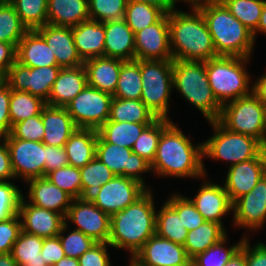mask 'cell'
<instances>
[{"mask_svg":"<svg viewBox=\"0 0 266 266\" xmlns=\"http://www.w3.org/2000/svg\"><path fill=\"white\" fill-rule=\"evenodd\" d=\"M175 4L177 2V0H174ZM183 1V0H180ZM219 0H184V2L188 3L191 5V9H198L204 5H207L209 3H213V2H217ZM179 2V0H178Z\"/></svg>","mask_w":266,"mask_h":266,"instance_id":"obj_64","label":"cell"},{"mask_svg":"<svg viewBox=\"0 0 266 266\" xmlns=\"http://www.w3.org/2000/svg\"><path fill=\"white\" fill-rule=\"evenodd\" d=\"M26 202L23 195L18 214L22 218V231L42 238L58 236L65 224V217L58 212Z\"/></svg>","mask_w":266,"mask_h":266,"instance_id":"obj_20","label":"cell"},{"mask_svg":"<svg viewBox=\"0 0 266 266\" xmlns=\"http://www.w3.org/2000/svg\"><path fill=\"white\" fill-rule=\"evenodd\" d=\"M173 88L200 110L208 122L219 119L222 105L209 85L206 61L173 60Z\"/></svg>","mask_w":266,"mask_h":266,"instance_id":"obj_5","label":"cell"},{"mask_svg":"<svg viewBox=\"0 0 266 266\" xmlns=\"http://www.w3.org/2000/svg\"><path fill=\"white\" fill-rule=\"evenodd\" d=\"M138 2L149 3L161 8L166 14L175 9L174 0H134Z\"/></svg>","mask_w":266,"mask_h":266,"instance_id":"obj_61","label":"cell"},{"mask_svg":"<svg viewBox=\"0 0 266 266\" xmlns=\"http://www.w3.org/2000/svg\"><path fill=\"white\" fill-rule=\"evenodd\" d=\"M135 60H173L168 14L134 34Z\"/></svg>","mask_w":266,"mask_h":266,"instance_id":"obj_17","label":"cell"},{"mask_svg":"<svg viewBox=\"0 0 266 266\" xmlns=\"http://www.w3.org/2000/svg\"><path fill=\"white\" fill-rule=\"evenodd\" d=\"M151 123L106 121L98 130L97 143H111L132 149L143 129Z\"/></svg>","mask_w":266,"mask_h":266,"instance_id":"obj_32","label":"cell"},{"mask_svg":"<svg viewBox=\"0 0 266 266\" xmlns=\"http://www.w3.org/2000/svg\"><path fill=\"white\" fill-rule=\"evenodd\" d=\"M69 165L64 147L47 146L45 159V176L51 171Z\"/></svg>","mask_w":266,"mask_h":266,"instance_id":"obj_57","label":"cell"},{"mask_svg":"<svg viewBox=\"0 0 266 266\" xmlns=\"http://www.w3.org/2000/svg\"><path fill=\"white\" fill-rule=\"evenodd\" d=\"M171 122V119L157 118L147 125L138 139L135 141L132 151L152 164L155 159L158 142L163 129Z\"/></svg>","mask_w":266,"mask_h":266,"instance_id":"obj_40","label":"cell"},{"mask_svg":"<svg viewBox=\"0 0 266 266\" xmlns=\"http://www.w3.org/2000/svg\"><path fill=\"white\" fill-rule=\"evenodd\" d=\"M224 266H246L245 254L239 250Z\"/></svg>","mask_w":266,"mask_h":266,"instance_id":"obj_62","label":"cell"},{"mask_svg":"<svg viewBox=\"0 0 266 266\" xmlns=\"http://www.w3.org/2000/svg\"><path fill=\"white\" fill-rule=\"evenodd\" d=\"M104 57L135 60L134 32L124 19L105 22Z\"/></svg>","mask_w":266,"mask_h":266,"instance_id":"obj_29","label":"cell"},{"mask_svg":"<svg viewBox=\"0 0 266 266\" xmlns=\"http://www.w3.org/2000/svg\"><path fill=\"white\" fill-rule=\"evenodd\" d=\"M11 88L2 79L0 81V136L10 134L12 130L11 119L9 116Z\"/></svg>","mask_w":266,"mask_h":266,"instance_id":"obj_54","label":"cell"},{"mask_svg":"<svg viewBox=\"0 0 266 266\" xmlns=\"http://www.w3.org/2000/svg\"><path fill=\"white\" fill-rule=\"evenodd\" d=\"M257 32L266 33V1L262 10L260 21L257 27V30L253 33L254 41L256 39Z\"/></svg>","mask_w":266,"mask_h":266,"instance_id":"obj_63","label":"cell"},{"mask_svg":"<svg viewBox=\"0 0 266 266\" xmlns=\"http://www.w3.org/2000/svg\"><path fill=\"white\" fill-rule=\"evenodd\" d=\"M46 102L28 92L11 89L9 116L12 127L27 118L40 115Z\"/></svg>","mask_w":266,"mask_h":266,"instance_id":"obj_38","label":"cell"},{"mask_svg":"<svg viewBox=\"0 0 266 266\" xmlns=\"http://www.w3.org/2000/svg\"><path fill=\"white\" fill-rule=\"evenodd\" d=\"M157 119L155 114L139 99L112 98L110 115L107 121L152 123Z\"/></svg>","mask_w":266,"mask_h":266,"instance_id":"obj_34","label":"cell"},{"mask_svg":"<svg viewBox=\"0 0 266 266\" xmlns=\"http://www.w3.org/2000/svg\"><path fill=\"white\" fill-rule=\"evenodd\" d=\"M233 222L238 228L257 231L266 222V174L248 193L233 203Z\"/></svg>","mask_w":266,"mask_h":266,"instance_id":"obj_18","label":"cell"},{"mask_svg":"<svg viewBox=\"0 0 266 266\" xmlns=\"http://www.w3.org/2000/svg\"><path fill=\"white\" fill-rule=\"evenodd\" d=\"M164 14L165 12L155 5L128 0L124 20L135 34L156 23Z\"/></svg>","mask_w":266,"mask_h":266,"instance_id":"obj_39","label":"cell"},{"mask_svg":"<svg viewBox=\"0 0 266 266\" xmlns=\"http://www.w3.org/2000/svg\"><path fill=\"white\" fill-rule=\"evenodd\" d=\"M152 191L147 190L134 203L111 215L108 243L127 249L131 259L156 234V211Z\"/></svg>","mask_w":266,"mask_h":266,"instance_id":"obj_2","label":"cell"},{"mask_svg":"<svg viewBox=\"0 0 266 266\" xmlns=\"http://www.w3.org/2000/svg\"><path fill=\"white\" fill-rule=\"evenodd\" d=\"M16 61L32 68L58 66L54 53L36 30H28L18 43Z\"/></svg>","mask_w":266,"mask_h":266,"instance_id":"obj_27","label":"cell"},{"mask_svg":"<svg viewBox=\"0 0 266 266\" xmlns=\"http://www.w3.org/2000/svg\"><path fill=\"white\" fill-rule=\"evenodd\" d=\"M129 266H136L131 260Z\"/></svg>","mask_w":266,"mask_h":266,"instance_id":"obj_68","label":"cell"},{"mask_svg":"<svg viewBox=\"0 0 266 266\" xmlns=\"http://www.w3.org/2000/svg\"><path fill=\"white\" fill-rule=\"evenodd\" d=\"M74 223L75 230L92 238L97 243L108 242L111 216L99 209L89 198L73 199L65 217Z\"/></svg>","mask_w":266,"mask_h":266,"instance_id":"obj_14","label":"cell"},{"mask_svg":"<svg viewBox=\"0 0 266 266\" xmlns=\"http://www.w3.org/2000/svg\"><path fill=\"white\" fill-rule=\"evenodd\" d=\"M263 149L266 151V112H265V123H264Z\"/></svg>","mask_w":266,"mask_h":266,"instance_id":"obj_67","label":"cell"},{"mask_svg":"<svg viewBox=\"0 0 266 266\" xmlns=\"http://www.w3.org/2000/svg\"><path fill=\"white\" fill-rule=\"evenodd\" d=\"M41 255L47 265H54L65 257L59 236L43 238Z\"/></svg>","mask_w":266,"mask_h":266,"instance_id":"obj_56","label":"cell"},{"mask_svg":"<svg viewBox=\"0 0 266 266\" xmlns=\"http://www.w3.org/2000/svg\"><path fill=\"white\" fill-rule=\"evenodd\" d=\"M86 85L87 74L84 65L74 68H61L46 105L65 107Z\"/></svg>","mask_w":266,"mask_h":266,"instance_id":"obj_26","label":"cell"},{"mask_svg":"<svg viewBox=\"0 0 266 266\" xmlns=\"http://www.w3.org/2000/svg\"><path fill=\"white\" fill-rule=\"evenodd\" d=\"M95 156L116 176L131 178L147 188L142 173L151 171V164L132 149L111 143H96Z\"/></svg>","mask_w":266,"mask_h":266,"instance_id":"obj_15","label":"cell"},{"mask_svg":"<svg viewBox=\"0 0 266 266\" xmlns=\"http://www.w3.org/2000/svg\"><path fill=\"white\" fill-rule=\"evenodd\" d=\"M53 266H79V261L76 258L64 257Z\"/></svg>","mask_w":266,"mask_h":266,"instance_id":"obj_66","label":"cell"},{"mask_svg":"<svg viewBox=\"0 0 266 266\" xmlns=\"http://www.w3.org/2000/svg\"><path fill=\"white\" fill-rule=\"evenodd\" d=\"M266 105L253 93L222 106L218 121L229 131L257 139L263 146Z\"/></svg>","mask_w":266,"mask_h":266,"instance_id":"obj_9","label":"cell"},{"mask_svg":"<svg viewBox=\"0 0 266 266\" xmlns=\"http://www.w3.org/2000/svg\"><path fill=\"white\" fill-rule=\"evenodd\" d=\"M46 178L68 193L73 199L82 198L80 168L67 165L51 171L46 175Z\"/></svg>","mask_w":266,"mask_h":266,"instance_id":"obj_46","label":"cell"},{"mask_svg":"<svg viewBox=\"0 0 266 266\" xmlns=\"http://www.w3.org/2000/svg\"><path fill=\"white\" fill-rule=\"evenodd\" d=\"M252 33L257 30L266 0H220Z\"/></svg>","mask_w":266,"mask_h":266,"instance_id":"obj_42","label":"cell"},{"mask_svg":"<svg viewBox=\"0 0 266 266\" xmlns=\"http://www.w3.org/2000/svg\"><path fill=\"white\" fill-rule=\"evenodd\" d=\"M130 260L136 266H191L183 245L157 234L151 236Z\"/></svg>","mask_w":266,"mask_h":266,"instance_id":"obj_16","label":"cell"},{"mask_svg":"<svg viewBox=\"0 0 266 266\" xmlns=\"http://www.w3.org/2000/svg\"><path fill=\"white\" fill-rule=\"evenodd\" d=\"M44 126L41 114L16 123L10 132L14 138L42 142Z\"/></svg>","mask_w":266,"mask_h":266,"instance_id":"obj_51","label":"cell"},{"mask_svg":"<svg viewBox=\"0 0 266 266\" xmlns=\"http://www.w3.org/2000/svg\"><path fill=\"white\" fill-rule=\"evenodd\" d=\"M226 173L223 187L232 203L248 194L266 174V151L263 150L256 158L237 163Z\"/></svg>","mask_w":266,"mask_h":266,"instance_id":"obj_19","label":"cell"},{"mask_svg":"<svg viewBox=\"0 0 266 266\" xmlns=\"http://www.w3.org/2000/svg\"><path fill=\"white\" fill-rule=\"evenodd\" d=\"M214 134L203 142V157L230 162V167L256 158L264 149L255 138L235 133L218 120L210 121Z\"/></svg>","mask_w":266,"mask_h":266,"instance_id":"obj_8","label":"cell"},{"mask_svg":"<svg viewBox=\"0 0 266 266\" xmlns=\"http://www.w3.org/2000/svg\"><path fill=\"white\" fill-rule=\"evenodd\" d=\"M128 0H88L90 20L107 22L124 19Z\"/></svg>","mask_w":266,"mask_h":266,"instance_id":"obj_47","label":"cell"},{"mask_svg":"<svg viewBox=\"0 0 266 266\" xmlns=\"http://www.w3.org/2000/svg\"><path fill=\"white\" fill-rule=\"evenodd\" d=\"M28 30H36L47 24L48 0H10Z\"/></svg>","mask_w":266,"mask_h":266,"instance_id":"obj_41","label":"cell"},{"mask_svg":"<svg viewBox=\"0 0 266 266\" xmlns=\"http://www.w3.org/2000/svg\"><path fill=\"white\" fill-rule=\"evenodd\" d=\"M198 9L207 24L217 56H252L256 42L253 33L220 0Z\"/></svg>","mask_w":266,"mask_h":266,"instance_id":"obj_4","label":"cell"},{"mask_svg":"<svg viewBox=\"0 0 266 266\" xmlns=\"http://www.w3.org/2000/svg\"><path fill=\"white\" fill-rule=\"evenodd\" d=\"M249 60L246 57L217 56L206 61L209 85L222 106L252 94L250 74L245 67Z\"/></svg>","mask_w":266,"mask_h":266,"instance_id":"obj_6","label":"cell"},{"mask_svg":"<svg viewBox=\"0 0 266 266\" xmlns=\"http://www.w3.org/2000/svg\"><path fill=\"white\" fill-rule=\"evenodd\" d=\"M190 200L206 221L216 222L223 227L222 217L233 211V203L225 188L209 180L203 182L198 194Z\"/></svg>","mask_w":266,"mask_h":266,"instance_id":"obj_22","label":"cell"},{"mask_svg":"<svg viewBox=\"0 0 266 266\" xmlns=\"http://www.w3.org/2000/svg\"><path fill=\"white\" fill-rule=\"evenodd\" d=\"M20 216L16 215L7 221L0 222V254L11 253L22 228Z\"/></svg>","mask_w":266,"mask_h":266,"instance_id":"obj_52","label":"cell"},{"mask_svg":"<svg viewBox=\"0 0 266 266\" xmlns=\"http://www.w3.org/2000/svg\"><path fill=\"white\" fill-rule=\"evenodd\" d=\"M166 202L179 214L181 222L188 232L198 228L206 221L189 197L173 194Z\"/></svg>","mask_w":266,"mask_h":266,"instance_id":"obj_48","label":"cell"},{"mask_svg":"<svg viewBox=\"0 0 266 266\" xmlns=\"http://www.w3.org/2000/svg\"><path fill=\"white\" fill-rule=\"evenodd\" d=\"M170 49L173 60L208 61L217 57L212 37L199 9L190 13H168Z\"/></svg>","mask_w":266,"mask_h":266,"instance_id":"obj_3","label":"cell"},{"mask_svg":"<svg viewBox=\"0 0 266 266\" xmlns=\"http://www.w3.org/2000/svg\"><path fill=\"white\" fill-rule=\"evenodd\" d=\"M192 144L188 136L171 121L161 133L151 170L162 177H202L203 180L206 176L203 143Z\"/></svg>","mask_w":266,"mask_h":266,"instance_id":"obj_1","label":"cell"},{"mask_svg":"<svg viewBox=\"0 0 266 266\" xmlns=\"http://www.w3.org/2000/svg\"><path fill=\"white\" fill-rule=\"evenodd\" d=\"M17 47L0 41V75L3 77L16 62Z\"/></svg>","mask_w":266,"mask_h":266,"instance_id":"obj_59","label":"cell"},{"mask_svg":"<svg viewBox=\"0 0 266 266\" xmlns=\"http://www.w3.org/2000/svg\"><path fill=\"white\" fill-rule=\"evenodd\" d=\"M246 235L233 246H224L227 236L217 244L209 247L205 252L197 254L191 259V266H224L241 248Z\"/></svg>","mask_w":266,"mask_h":266,"instance_id":"obj_45","label":"cell"},{"mask_svg":"<svg viewBox=\"0 0 266 266\" xmlns=\"http://www.w3.org/2000/svg\"><path fill=\"white\" fill-rule=\"evenodd\" d=\"M36 31L54 53L59 67L74 68L83 65L84 61L78 55L74 44L72 27L46 24Z\"/></svg>","mask_w":266,"mask_h":266,"instance_id":"obj_21","label":"cell"},{"mask_svg":"<svg viewBox=\"0 0 266 266\" xmlns=\"http://www.w3.org/2000/svg\"><path fill=\"white\" fill-rule=\"evenodd\" d=\"M74 44L80 58L85 61L104 57L105 22L87 20L72 27Z\"/></svg>","mask_w":266,"mask_h":266,"instance_id":"obj_28","label":"cell"},{"mask_svg":"<svg viewBox=\"0 0 266 266\" xmlns=\"http://www.w3.org/2000/svg\"><path fill=\"white\" fill-rule=\"evenodd\" d=\"M156 234L181 245H184L188 234L181 217L166 201L156 213Z\"/></svg>","mask_w":266,"mask_h":266,"instance_id":"obj_37","label":"cell"},{"mask_svg":"<svg viewBox=\"0 0 266 266\" xmlns=\"http://www.w3.org/2000/svg\"><path fill=\"white\" fill-rule=\"evenodd\" d=\"M60 70L59 66L32 68L16 61L3 80L11 89L28 92L47 102Z\"/></svg>","mask_w":266,"mask_h":266,"instance_id":"obj_12","label":"cell"},{"mask_svg":"<svg viewBox=\"0 0 266 266\" xmlns=\"http://www.w3.org/2000/svg\"><path fill=\"white\" fill-rule=\"evenodd\" d=\"M124 60L111 57H94L84 61L87 85L114 95L121 65Z\"/></svg>","mask_w":266,"mask_h":266,"instance_id":"obj_25","label":"cell"},{"mask_svg":"<svg viewBox=\"0 0 266 266\" xmlns=\"http://www.w3.org/2000/svg\"><path fill=\"white\" fill-rule=\"evenodd\" d=\"M0 181L15 179L11 167L10 152L6 143L5 136H0Z\"/></svg>","mask_w":266,"mask_h":266,"instance_id":"obj_58","label":"cell"},{"mask_svg":"<svg viewBox=\"0 0 266 266\" xmlns=\"http://www.w3.org/2000/svg\"><path fill=\"white\" fill-rule=\"evenodd\" d=\"M149 188L124 176H115L88 198L103 212L113 215L140 198Z\"/></svg>","mask_w":266,"mask_h":266,"instance_id":"obj_13","label":"cell"},{"mask_svg":"<svg viewBox=\"0 0 266 266\" xmlns=\"http://www.w3.org/2000/svg\"><path fill=\"white\" fill-rule=\"evenodd\" d=\"M28 203L52 210L66 217L73 198L49 181L46 176L28 180Z\"/></svg>","mask_w":266,"mask_h":266,"instance_id":"obj_23","label":"cell"},{"mask_svg":"<svg viewBox=\"0 0 266 266\" xmlns=\"http://www.w3.org/2000/svg\"><path fill=\"white\" fill-rule=\"evenodd\" d=\"M44 135L42 142L47 146L64 147L77 129L65 107L46 105L41 111Z\"/></svg>","mask_w":266,"mask_h":266,"instance_id":"obj_24","label":"cell"},{"mask_svg":"<svg viewBox=\"0 0 266 266\" xmlns=\"http://www.w3.org/2000/svg\"><path fill=\"white\" fill-rule=\"evenodd\" d=\"M98 132L96 129L77 128L64 145L68 163L84 167L95 158Z\"/></svg>","mask_w":266,"mask_h":266,"instance_id":"obj_31","label":"cell"},{"mask_svg":"<svg viewBox=\"0 0 266 266\" xmlns=\"http://www.w3.org/2000/svg\"><path fill=\"white\" fill-rule=\"evenodd\" d=\"M112 98V95L86 85L65 108L77 128L98 130L109 119Z\"/></svg>","mask_w":266,"mask_h":266,"instance_id":"obj_10","label":"cell"},{"mask_svg":"<svg viewBox=\"0 0 266 266\" xmlns=\"http://www.w3.org/2000/svg\"><path fill=\"white\" fill-rule=\"evenodd\" d=\"M108 246H111L108 242L96 243L78 258L79 266H111Z\"/></svg>","mask_w":266,"mask_h":266,"instance_id":"obj_53","label":"cell"},{"mask_svg":"<svg viewBox=\"0 0 266 266\" xmlns=\"http://www.w3.org/2000/svg\"><path fill=\"white\" fill-rule=\"evenodd\" d=\"M252 93L266 105V73L254 82Z\"/></svg>","mask_w":266,"mask_h":266,"instance_id":"obj_60","label":"cell"},{"mask_svg":"<svg viewBox=\"0 0 266 266\" xmlns=\"http://www.w3.org/2000/svg\"><path fill=\"white\" fill-rule=\"evenodd\" d=\"M227 236L225 228L216 222L205 221L198 228L189 231L184 243L187 256L192 259L205 252Z\"/></svg>","mask_w":266,"mask_h":266,"instance_id":"obj_33","label":"cell"},{"mask_svg":"<svg viewBox=\"0 0 266 266\" xmlns=\"http://www.w3.org/2000/svg\"><path fill=\"white\" fill-rule=\"evenodd\" d=\"M67 228L68 223H65L58 234L66 257L78 259L84 252L88 251L97 243L92 238L75 229L65 236L64 233L68 230Z\"/></svg>","mask_w":266,"mask_h":266,"instance_id":"obj_49","label":"cell"},{"mask_svg":"<svg viewBox=\"0 0 266 266\" xmlns=\"http://www.w3.org/2000/svg\"><path fill=\"white\" fill-rule=\"evenodd\" d=\"M141 93L140 60L123 61L113 97L139 100Z\"/></svg>","mask_w":266,"mask_h":266,"instance_id":"obj_36","label":"cell"},{"mask_svg":"<svg viewBox=\"0 0 266 266\" xmlns=\"http://www.w3.org/2000/svg\"><path fill=\"white\" fill-rule=\"evenodd\" d=\"M82 198H88L97 191L103 184L109 182L116 175L103 164L96 156L95 158L80 168Z\"/></svg>","mask_w":266,"mask_h":266,"instance_id":"obj_44","label":"cell"},{"mask_svg":"<svg viewBox=\"0 0 266 266\" xmlns=\"http://www.w3.org/2000/svg\"><path fill=\"white\" fill-rule=\"evenodd\" d=\"M140 100L157 118L170 119L169 99L173 90V60H140Z\"/></svg>","mask_w":266,"mask_h":266,"instance_id":"obj_7","label":"cell"},{"mask_svg":"<svg viewBox=\"0 0 266 266\" xmlns=\"http://www.w3.org/2000/svg\"><path fill=\"white\" fill-rule=\"evenodd\" d=\"M43 238L21 230L11 255L18 266H47L41 255Z\"/></svg>","mask_w":266,"mask_h":266,"instance_id":"obj_35","label":"cell"},{"mask_svg":"<svg viewBox=\"0 0 266 266\" xmlns=\"http://www.w3.org/2000/svg\"><path fill=\"white\" fill-rule=\"evenodd\" d=\"M87 20L88 0H48L47 24L75 27Z\"/></svg>","mask_w":266,"mask_h":266,"instance_id":"obj_30","label":"cell"},{"mask_svg":"<svg viewBox=\"0 0 266 266\" xmlns=\"http://www.w3.org/2000/svg\"><path fill=\"white\" fill-rule=\"evenodd\" d=\"M240 250L245 254L246 266H266V244L259 242L251 247L246 236Z\"/></svg>","mask_w":266,"mask_h":266,"instance_id":"obj_55","label":"cell"},{"mask_svg":"<svg viewBox=\"0 0 266 266\" xmlns=\"http://www.w3.org/2000/svg\"><path fill=\"white\" fill-rule=\"evenodd\" d=\"M5 139L16 179L20 177L27 182L45 177L46 145L43 142L18 139L11 134Z\"/></svg>","mask_w":266,"mask_h":266,"instance_id":"obj_11","label":"cell"},{"mask_svg":"<svg viewBox=\"0 0 266 266\" xmlns=\"http://www.w3.org/2000/svg\"><path fill=\"white\" fill-rule=\"evenodd\" d=\"M0 266H18L11 253L0 254Z\"/></svg>","mask_w":266,"mask_h":266,"instance_id":"obj_65","label":"cell"},{"mask_svg":"<svg viewBox=\"0 0 266 266\" xmlns=\"http://www.w3.org/2000/svg\"><path fill=\"white\" fill-rule=\"evenodd\" d=\"M23 193L10 181H0V222L19 214Z\"/></svg>","mask_w":266,"mask_h":266,"instance_id":"obj_50","label":"cell"},{"mask_svg":"<svg viewBox=\"0 0 266 266\" xmlns=\"http://www.w3.org/2000/svg\"><path fill=\"white\" fill-rule=\"evenodd\" d=\"M28 29L9 1L0 2V41L16 47Z\"/></svg>","mask_w":266,"mask_h":266,"instance_id":"obj_43","label":"cell"}]
</instances>
